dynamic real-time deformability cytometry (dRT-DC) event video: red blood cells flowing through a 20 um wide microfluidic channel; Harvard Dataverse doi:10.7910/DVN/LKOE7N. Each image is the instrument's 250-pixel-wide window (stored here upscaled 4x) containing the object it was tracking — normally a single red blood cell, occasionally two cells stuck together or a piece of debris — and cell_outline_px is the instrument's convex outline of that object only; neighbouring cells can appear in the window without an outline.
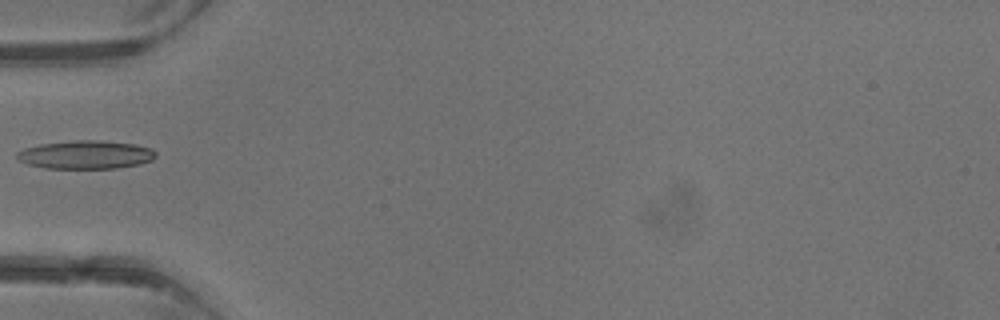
{"species": "common noctule bat (a hibernating species)", "species_latin": "Nyctalus noctula", "temperature_condition": "warm", "stored_images_in_passage": 4, "camera_frame_rate_fps": 3000, "um_per_image_px": 0.085, "animal": {"sex": "male", "body_mass_g": 13.3}, "frame": {"image": 1, "passage_image": 4, "time_ms": 3.667, "image_size_px": [1000, 320], "cell_outline_px": [[156, 156], [152, 160], [140, 164], [116, 168], [44, 168], [28, 164], [20, 160], [16, 156], [16, 152], [24, 148], [40, 144], [72, 140], [100, 140], [136, 144], [152, 148], [156, 152]], "centroid_in_image_um": [7.31, 13.14], "position_along_channel_um": 77.7, "area_um2": 23.06}}